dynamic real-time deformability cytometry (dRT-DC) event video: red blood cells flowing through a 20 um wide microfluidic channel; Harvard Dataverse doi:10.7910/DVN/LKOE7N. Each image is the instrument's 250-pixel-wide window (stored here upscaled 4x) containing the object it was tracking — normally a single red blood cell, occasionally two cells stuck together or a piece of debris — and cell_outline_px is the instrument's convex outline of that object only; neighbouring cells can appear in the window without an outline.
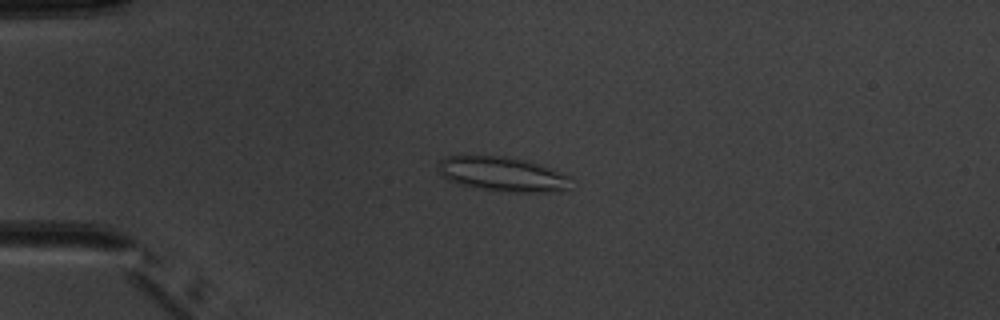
{"species": "common noctule bat (a hibernating species)", "species_latin": "Nyctalus noctula", "temperature_condition": "warm", "stored_images_in_passage": 4, "camera_frame_rate_fps": 3000, "um_per_image_px": 0.085, "animal": {"sex": "male", "body_mass_g": 20.1, "forearm_length_mm": 53.5}, "frame": {"image": 1, "passage_image": 3, "time_ms": 2.333, "image_size_px": [1000, 320], "cell_outline_px": [[568, 192], [508, 192], [476, 188], [460, 184], [448, 180], [440, 176], [440, 160], [448, 156], [508, 156], [528, 160], [568, 176]], "centroid_in_image_um": [42.71, 14.81], "position_along_channel_um": 42.3, "area_um2": 26.59}}